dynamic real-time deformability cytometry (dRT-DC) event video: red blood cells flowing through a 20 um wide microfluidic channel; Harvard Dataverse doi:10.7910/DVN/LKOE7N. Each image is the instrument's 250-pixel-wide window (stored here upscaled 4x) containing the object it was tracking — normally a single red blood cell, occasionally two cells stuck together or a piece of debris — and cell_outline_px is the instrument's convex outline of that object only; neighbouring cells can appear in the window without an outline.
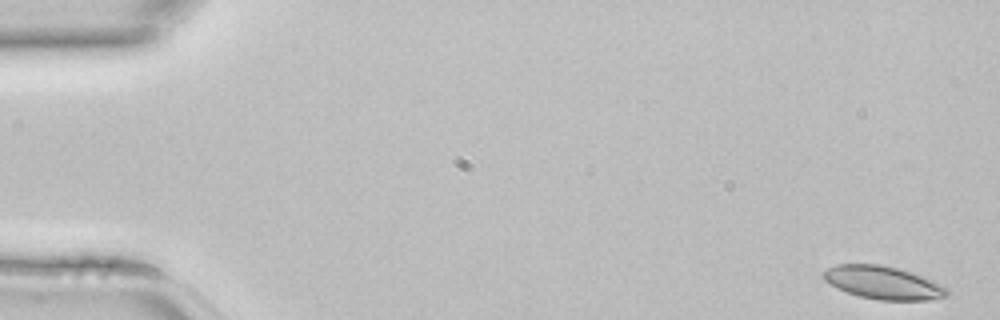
{"species": "common noctule bat (a hibernating species)", "species_latin": "Nyctalus noctula", "temperature_condition": "room temperature", "stored_images_in_passage": 44, "camera_frame_rate_fps": 3000, "um_per_image_px": 0.085, "animal": {"sex": "female", "body_mass_g": 22.7, "forearm_length_mm": 54.2}, "frame": {"image": 1, "passage_image": 1, "time_ms": 0.0, "image_size_px": [1000, 320], "cell_outline_px": [[952, 292], [948, 296], [928, 300], [880, 300], [860, 296], [836, 288], [824, 280], [820, 276], [820, 272], [836, 264], [880, 264], [912, 272], [932, 280], [948, 288]], "centroid_in_image_um": [75.06, 24.02], "position_along_channel_um": 9.9, "area_um2": 23.99}}
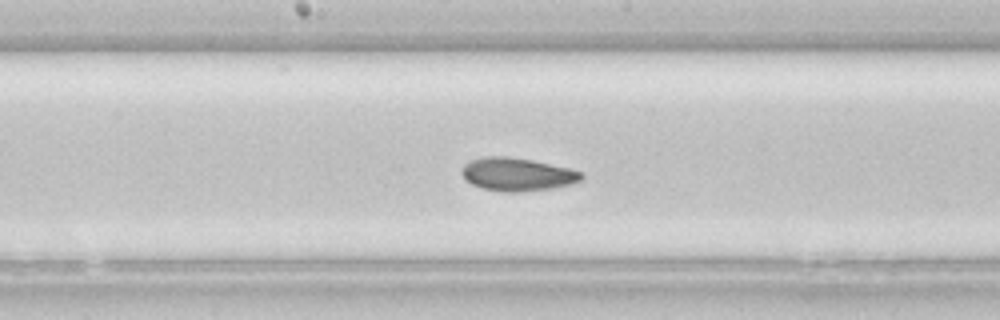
{"frame": {"image": 2, "passage_image": 23, "time_ms": 7.333, "image_size_px": [1000, 320], "cell_outline_px": [[584, 180], [572, 184], [552, 188], [520, 192], [508, 192], [484, 188], [472, 184], [460, 172], [460, 168], [468, 160], [484, 156], [508, 156], [532, 160], [568, 168], [580, 172], [584, 176]], "centroid_in_image_um": [43.96, 14.81], "position_along_channel_um": 204.2, "area_um2": 23.12}}
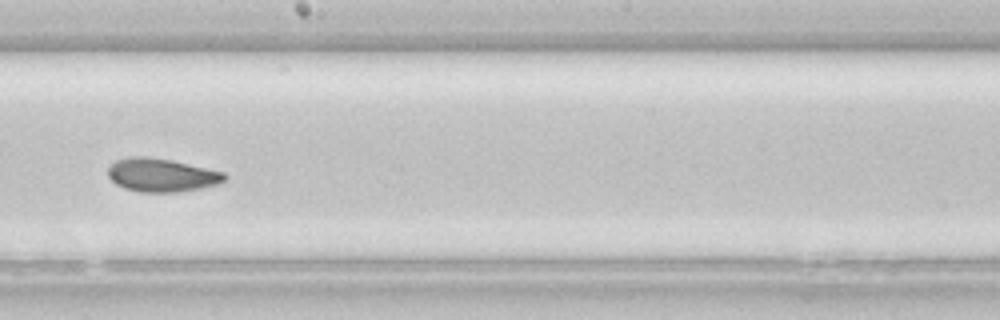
{"frame": {"image": 3, "passage_image": 25, "time_ms": 8.0, "image_size_px": [1000, 320], "cell_outline_px": [[228, 176], [220, 184], [200, 188], [176, 192], [140, 192], [124, 188], [116, 184], [108, 176], [108, 168], [116, 160], [132, 156], [144, 156], [172, 160], [224, 172]], "centroid_in_image_um": [13.74, 14.88], "position_along_channel_um": 234.5, "area_um2": 22.66}}